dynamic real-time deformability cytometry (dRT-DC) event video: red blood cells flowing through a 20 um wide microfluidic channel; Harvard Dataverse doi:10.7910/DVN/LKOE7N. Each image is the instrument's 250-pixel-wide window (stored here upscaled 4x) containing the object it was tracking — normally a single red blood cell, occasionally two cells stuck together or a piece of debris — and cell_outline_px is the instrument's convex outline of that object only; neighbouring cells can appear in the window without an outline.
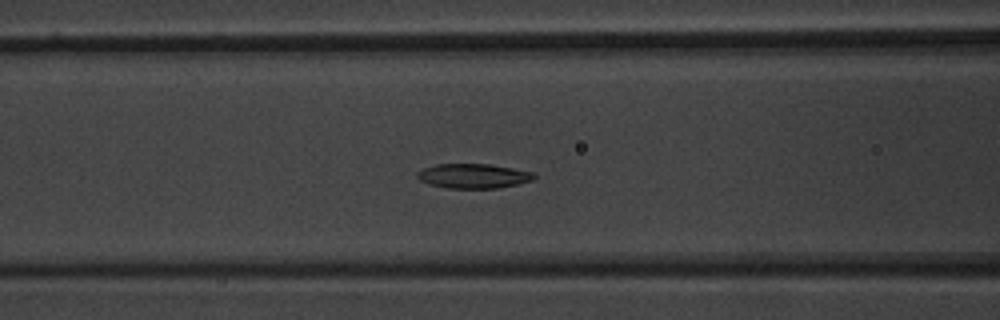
{"species": "common noctule bat (a hibernating species)", "species_latin": "Nyctalus noctula", "temperature_condition": "warm", "stored_images_in_passage": 39, "camera_frame_rate_fps": 3000, "um_per_image_px": 0.085, "animal": {"sex": "male", "body_mass_g": 20.1, "forearm_length_mm": 53.5}, "frame": {"image": 1, "passage_image": 8, "time_ms": 2.333, "image_size_px": [1000, 320], "cell_outline_px": [[536, 176], [532, 180], [516, 184], [496, 188], [448, 188], [428, 184], [420, 180], [416, 176], [416, 172], [420, 168], [436, 164], [488, 164], [512, 168], [532, 172]], "centroid_in_image_um": [40.16, 14.95], "position_along_channel_um": 126.4, "area_um2": 16.7}}
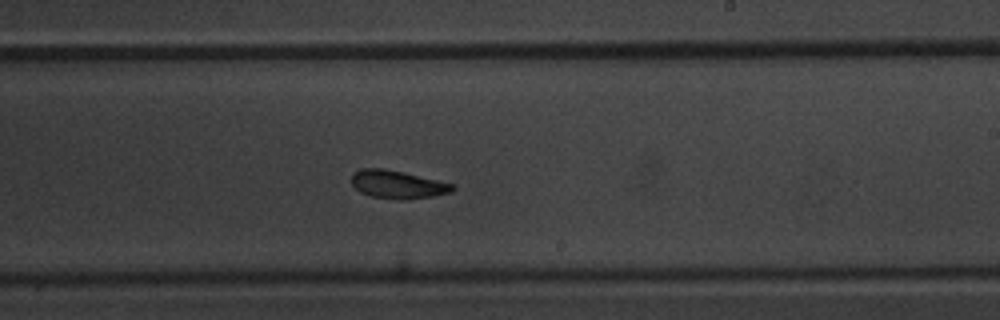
{"frame": {"image": 2, "passage_image": 18, "time_ms": 5.667, "image_size_px": [1000, 320], "cell_outline_px": [[456, 188], [452, 192], [432, 196], [400, 200], [372, 196], [360, 192], [352, 184], [352, 172], [360, 168], [384, 168], [404, 172], [452, 184]], "centroid_in_image_um": [33.76, 15.67], "position_along_channel_um": 255.2, "area_um2": 16.42}}
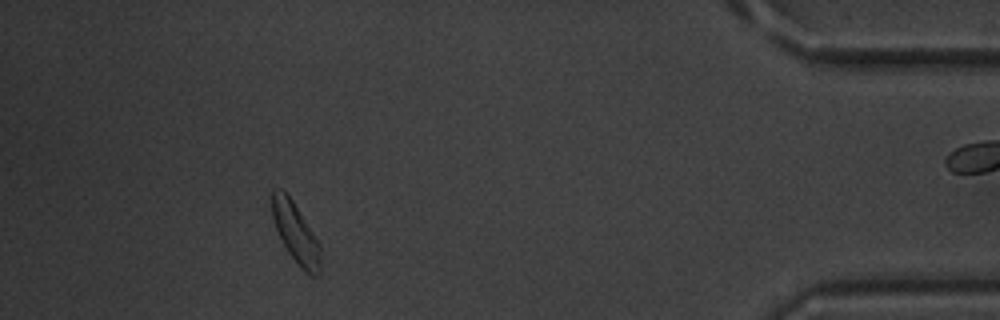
{"frame": {"image": 3, "passage_image": 34, "time_ms": 11.0, "image_size_px": [1000, 320], "cell_outline_px": [[320, 272], [316, 276], [312, 276], [304, 272], [300, 268], [288, 252], [280, 240], [272, 216], [272, 188], [280, 188], [292, 200], [320, 244]], "centroid_in_image_um": [25.12, 19.83], "position_along_channel_um": 410.1, "area_um2": 16.88}, "authors_computed_cell_mechanics": {"area_um2": 16.9354, "velocity_mm_per_s": 3.8749, "shape_relaxation_time_tau1_ms": 3.313, "shape_relaxation_time_tau2_ms": 5.3002, "deformation_change_tau1": 0.1119, "deformation_change_tau2": 0.1267}}